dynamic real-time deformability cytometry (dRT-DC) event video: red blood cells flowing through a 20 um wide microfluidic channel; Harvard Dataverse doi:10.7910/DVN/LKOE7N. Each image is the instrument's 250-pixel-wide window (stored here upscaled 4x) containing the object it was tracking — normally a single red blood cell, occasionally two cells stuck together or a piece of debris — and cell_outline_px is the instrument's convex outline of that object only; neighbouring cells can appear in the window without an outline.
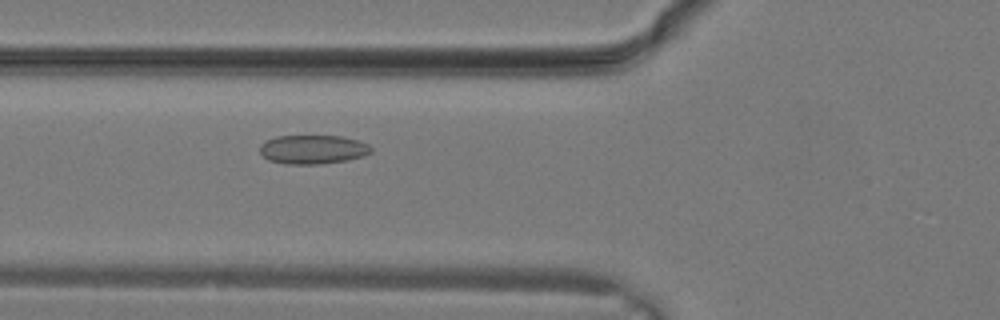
{"species": "common noctule bat (a hibernating species)", "species_latin": "Nyctalus noctula", "temperature_condition": "warm", "stored_images_in_passage": 5, "camera_frame_rate_fps": 3000, "um_per_image_px": 0.085, "animal": {"sex": "male", "body_mass_g": 19.2, "forearm_length_mm": 51.8}, "frame": {"image": 1, "passage_image": 5, "time_ms": 1.333, "image_size_px": [1000, 320], "cell_outline_px": [[372, 152], [364, 156], [348, 160], [320, 164], [288, 164], [268, 160], [260, 152], [260, 144], [264, 140], [276, 136], [344, 136], [368, 144], [372, 148]], "centroid_in_image_um": [26.59, 12.7], "position_along_channel_um": 99.2, "area_um2": 18.9}}